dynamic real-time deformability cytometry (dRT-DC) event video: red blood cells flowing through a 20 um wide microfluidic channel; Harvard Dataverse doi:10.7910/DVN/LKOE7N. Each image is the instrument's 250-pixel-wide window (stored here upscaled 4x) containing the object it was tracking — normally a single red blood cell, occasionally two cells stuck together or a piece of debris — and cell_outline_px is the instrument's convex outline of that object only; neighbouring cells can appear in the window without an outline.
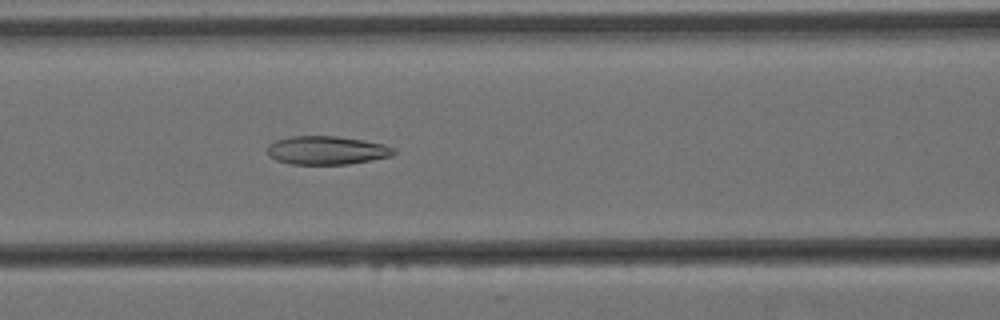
{"species": "Egyptian fruit bat (a non-hibernating species)", "species_latin": "Rousettus aegyptiacus", "temperature_condition": "cold", "stored_images_in_passage": 58, "camera_frame_rate_fps": 3000, "um_per_image_px": 0.085, "animal": {"sex": "female"}, "frame": {"image": 1, "passage_image": 23, "time_ms": 7.333, "image_size_px": [1000, 320], "cell_outline_px": [[396, 152], [392, 156], [372, 160], [348, 164], [288, 164], [276, 160], [268, 156], [268, 144], [276, 140], [288, 136], [336, 136], [364, 140], [384, 144], [396, 148]], "centroid_in_image_um": [27.78, 12.77], "position_along_channel_um": 138.8, "area_um2": 21.21}}
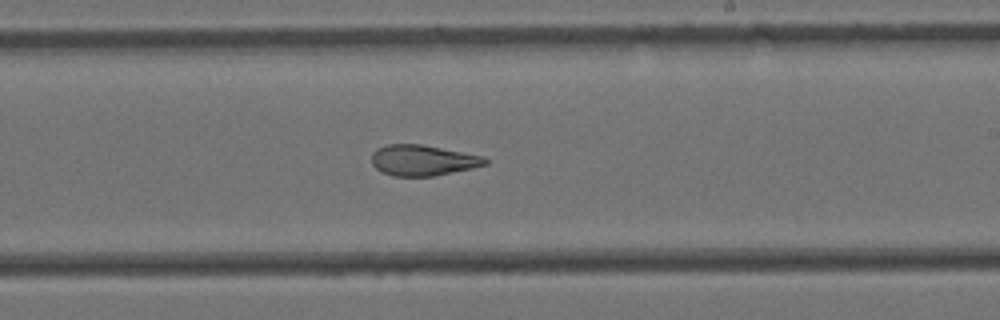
{"frame": {"image": 2, "passage_image": 33, "time_ms": 10.667, "image_size_px": [1000, 320], "cell_outline_px": [[488, 164], [472, 168], [432, 176], [392, 176], [376, 168], [372, 164], [372, 152], [376, 148], [388, 144], [420, 144], [484, 156], [488, 160]], "centroid_in_image_um": [35.93, 13.62], "position_along_channel_um": 253.1, "area_um2": 20.23}}
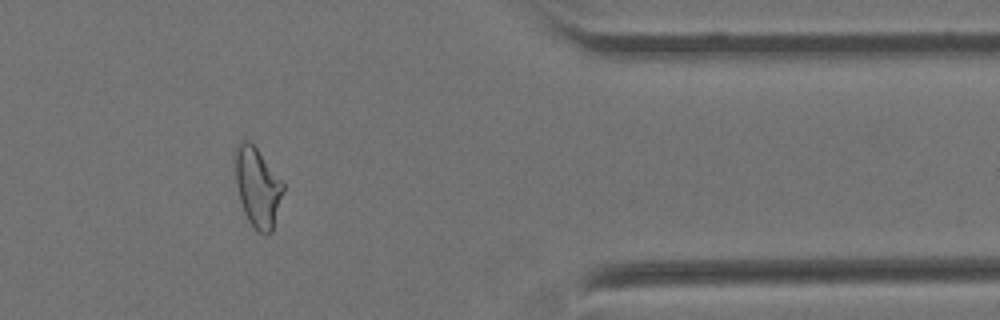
{"frame": {"image": 3, "passage_image": 47, "time_ms": 15.333, "image_size_px": [1000, 320], "cell_outline_px": [[284, 188], [272, 232], [260, 232], [248, 220], [244, 212], [240, 200], [236, 184], [232, 160], [232, 152], [240, 140], [248, 140], [256, 148], [284, 184]], "centroid_in_image_um": [21.83, 15.84], "position_along_channel_um": 389.6, "area_um2": 22.2}, "authors_computed_cell_mechanics": {"area_um2": 22.6865, "velocity_mm_per_s": 3.4395, "shape_relaxation_time_tau1_ms": null, "shape_relaxation_time_tau2_ms": 3.255, "deformation_change_tau1": null, "deformation_change_tau2": 0.0973}}